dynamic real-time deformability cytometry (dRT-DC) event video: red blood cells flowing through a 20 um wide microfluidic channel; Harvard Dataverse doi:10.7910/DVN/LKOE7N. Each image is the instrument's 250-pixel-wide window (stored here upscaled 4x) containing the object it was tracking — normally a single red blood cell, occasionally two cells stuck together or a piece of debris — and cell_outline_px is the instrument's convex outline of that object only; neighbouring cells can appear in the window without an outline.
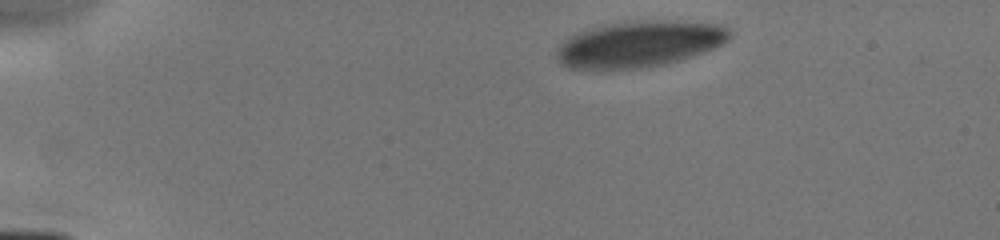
{"species": "human", "species_latin": "Homo sapiens", "temperature_condition": "cold", "stored_images_in_passage": 5, "camera_frame_rate_fps": 3000, "um_per_image_px": 0.085, "donor": {"sex": "male"}, "frame": {"image": 1, "passage_image": 1, "time_ms": 0.0, "image_size_px": [1000, 240], "cell_outline_px": [[732, 36], [724, 44], [716, 48], [668, 64], [644, 68], [572, 68], [560, 64], [556, 60], [556, 56], [560, 44], [568, 36], [588, 28], [604, 24], [624, 20], [680, 20], [720, 24], [732, 28]], "centroid_in_image_um": [54.41, 3.7], "position_along_channel_um": 30.6, "area_um2": 47.45}}
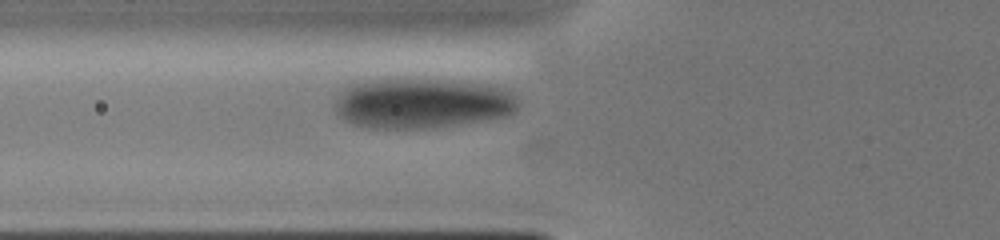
{"frame": {"image": 2, "passage_image": 5, "time_ms": 3.333, "image_size_px": [1000, 240], "cell_outline_px": [[516, 112], [508, 116], [488, 120], [424, 128], [368, 128], [356, 124], [340, 116], [336, 112], [336, 100], [340, 92], [348, 84], [368, 80], [404, 76], [452, 80], [496, 84], [508, 88], [516, 96]], "centroid_in_image_um": [35.92, 8.72], "position_along_channel_um": 89.9, "area_um2": 54.97}}